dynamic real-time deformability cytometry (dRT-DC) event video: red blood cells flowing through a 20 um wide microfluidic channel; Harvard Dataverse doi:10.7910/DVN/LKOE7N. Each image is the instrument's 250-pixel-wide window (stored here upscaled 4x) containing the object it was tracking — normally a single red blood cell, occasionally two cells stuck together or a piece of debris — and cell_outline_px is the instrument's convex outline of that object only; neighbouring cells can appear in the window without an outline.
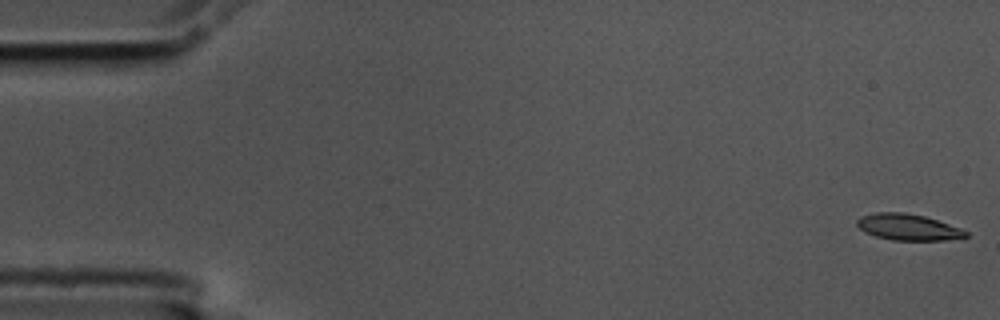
{"species": "common noctule bat (a hibernating species)", "species_latin": "Nyctalus noctula", "temperature_condition": "cold", "stored_images_in_passage": 5, "camera_frame_rate_fps": 3000, "um_per_image_px": 0.085, "animal": {"sex": "male", "body_mass_g": 17.5, "forearm_length_mm": 52.3}, "frame": {"image": 1, "passage_image": 1, "time_ms": 0.0, "image_size_px": [1000, 320], "cell_outline_px": [[968, 236], [944, 240], [892, 240], [876, 236], [864, 232], [856, 224], [856, 220], [860, 216], [876, 212], [904, 212], [924, 216], [960, 228], [968, 232]], "centroid_in_image_um": [77.14, 19.3], "position_along_channel_um": 7.9, "area_um2": 16.53}}
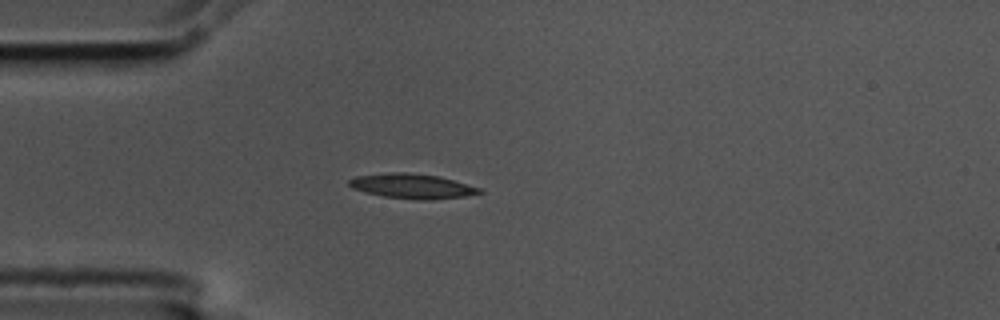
{"frame": {"image": 2, "passage_image": 5, "time_ms": 1.333, "image_size_px": [1000, 320], "cell_outline_px": [[484, 192], [464, 196], [432, 200], [424, 200], [384, 196], [364, 192], [352, 188], [348, 184], [348, 180], [356, 176], [392, 172], [408, 172], [440, 176], [480, 188]], "centroid_in_image_um": [35.02, 15.81], "position_along_channel_um": 50.0, "area_um2": 18.73}}